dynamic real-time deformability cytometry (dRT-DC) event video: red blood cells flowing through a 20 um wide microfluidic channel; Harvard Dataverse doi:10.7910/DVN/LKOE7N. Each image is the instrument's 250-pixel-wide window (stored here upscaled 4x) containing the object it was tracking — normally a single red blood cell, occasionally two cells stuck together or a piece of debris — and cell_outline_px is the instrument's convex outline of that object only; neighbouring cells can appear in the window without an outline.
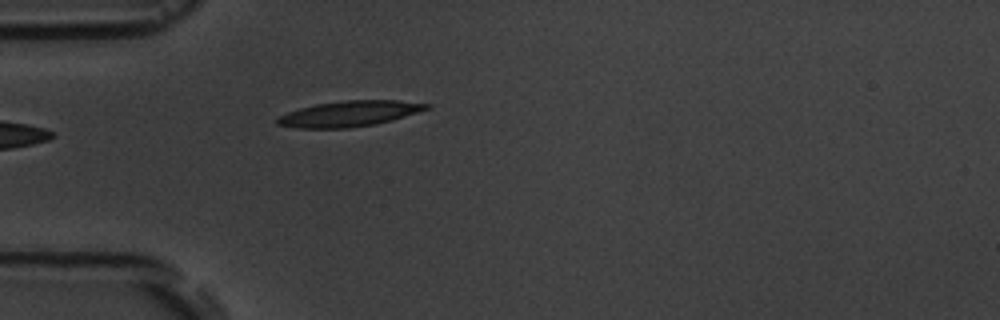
{"species": "common noctule bat (a hibernating species)", "species_latin": "Nyctalus noctula", "temperature_condition": "room temperature", "stored_images_in_passage": 1, "camera_frame_rate_fps": 3000, "um_per_image_px": 0.085, "animal": {"sex": "male", "body_mass_g": 19.5, "forearm_length_mm": 54.6}, "frame": {"image": 1, "passage_image": 1, "time_ms": 0.0, "image_size_px": [1000, 320], "cell_outline_px": [[432, 108], [392, 120], [376, 124], [348, 128], [296, 128], [276, 124], [276, 120], [280, 116], [288, 112], [300, 108], [316, 104], [344, 100], [396, 100], [432, 104]], "centroid_in_image_um": [29.73, 9.66], "position_along_channel_um": 55.3, "area_um2": 22.31}}